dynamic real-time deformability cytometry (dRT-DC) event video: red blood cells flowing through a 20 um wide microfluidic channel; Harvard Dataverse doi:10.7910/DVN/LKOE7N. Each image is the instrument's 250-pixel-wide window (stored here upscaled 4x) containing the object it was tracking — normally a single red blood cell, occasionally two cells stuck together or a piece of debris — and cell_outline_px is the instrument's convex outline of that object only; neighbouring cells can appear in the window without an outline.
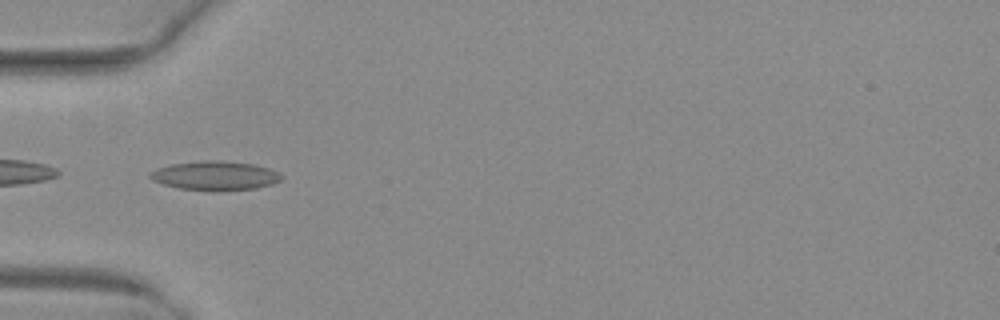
{"species": "common noctule bat (a hibernating species)", "species_latin": "Nyctalus noctula", "temperature_condition": "warm", "stored_images_in_passage": 37, "camera_frame_rate_fps": 3000, "um_per_image_px": 0.085, "animal": {"sex": "female", "body_mass_g": 29.2, "forearm_length_mm": 56.3}, "frame": {"image": 1, "passage_image": 3, "time_ms": 0.667, "image_size_px": [1000, 320], "cell_outline_px": [[284, 176], [280, 180], [272, 184], [256, 188], [220, 192], [180, 188], [164, 184], [152, 180], [148, 176], [156, 168], [172, 164], [204, 160], [220, 160], [252, 164], [268, 168], [280, 172]], "centroid_in_image_um": [18.32, 14.94], "position_along_channel_um": 66.7, "area_um2": 22.43}}
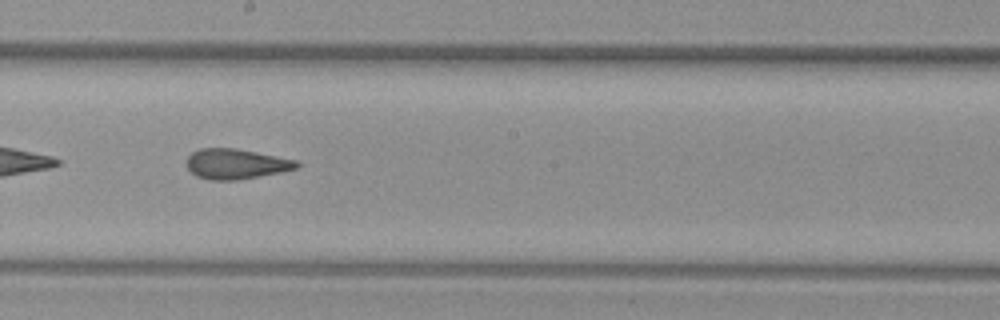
{"frame": {"image": 2, "passage_image": 15, "time_ms": 4.667, "image_size_px": [1000, 320], "cell_outline_px": [[300, 164], [296, 168], [280, 172], [236, 180], [208, 180], [196, 176], [188, 168], [188, 156], [192, 152], [200, 148], [236, 148], [296, 160]], "centroid_in_image_um": [20.04, 13.93], "position_along_channel_um": 228.2, "area_um2": 19.13}}
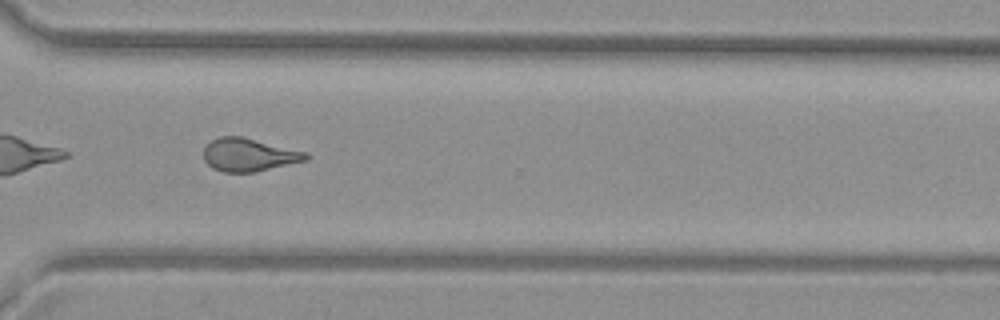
{"frame": {"image": 3, "passage_image": 24, "time_ms": 7.667, "image_size_px": [1000, 320], "cell_outline_px": [[308, 160], [256, 172], [224, 172], [212, 168], [204, 160], [204, 148], [212, 140], [220, 136], [244, 136], [308, 152]], "centroid_in_image_um": [21.18, 13.15], "position_along_channel_um": 349.4, "area_um2": 19.88}, "authors_computed_cell_mechanics": {"area_um2": 19.7676, "velocity_mm_per_s": 4.0547, "shape_relaxation_time_tau1_ms": null, "shape_relaxation_time_tau2_ms": 1.8418, "deformation_change_tau1": null, "deformation_change_tau2": 0.1073}}